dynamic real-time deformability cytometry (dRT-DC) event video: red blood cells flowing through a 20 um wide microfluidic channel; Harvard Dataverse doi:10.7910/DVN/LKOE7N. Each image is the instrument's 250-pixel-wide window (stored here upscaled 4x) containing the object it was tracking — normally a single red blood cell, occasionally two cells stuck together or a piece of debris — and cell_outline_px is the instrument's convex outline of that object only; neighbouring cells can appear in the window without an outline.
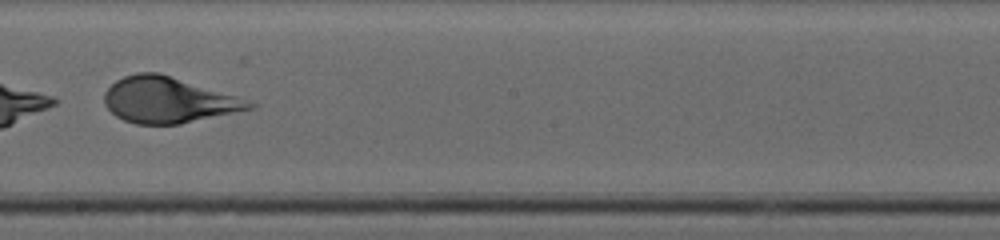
{"species": "human", "species_latin": "Homo sapiens", "temperature_condition": "cold", "stored_images_in_passage": 53, "camera_frame_rate_fps": 3000, "um_per_image_px": 0.085, "donor": {"sex": "female"}, "frame": {"image": 1, "passage_image": 33, "time_ms": 10.667, "image_size_px": [1000, 240], "cell_outline_px": [[260, 104], [256, 108], [180, 124], [136, 124], [124, 120], [116, 116], [104, 104], [104, 92], [116, 80], [124, 76], [136, 72], [160, 72], [236, 96]], "centroid_in_image_um": [14.32, 8.5], "position_along_channel_um": 233.9, "area_um2": 38.78}}
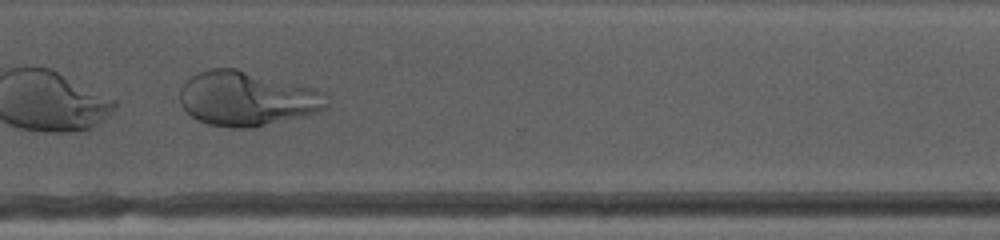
{"frame": {"image": 2, "passage_image": 42, "time_ms": 13.667, "image_size_px": [1000, 240], "cell_outline_px": [[328, 108], [316, 112], [256, 128], [232, 128], [208, 124], [196, 120], [180, 104], [180, 88], [192, 76], [208, 68], [236, 68], [312, 88], [324, 92], [328, 104]], "centroid_in_image_um": [20.97, 8.39], "position_along_channel_um": 349.6, "area_um2": 46.47}}